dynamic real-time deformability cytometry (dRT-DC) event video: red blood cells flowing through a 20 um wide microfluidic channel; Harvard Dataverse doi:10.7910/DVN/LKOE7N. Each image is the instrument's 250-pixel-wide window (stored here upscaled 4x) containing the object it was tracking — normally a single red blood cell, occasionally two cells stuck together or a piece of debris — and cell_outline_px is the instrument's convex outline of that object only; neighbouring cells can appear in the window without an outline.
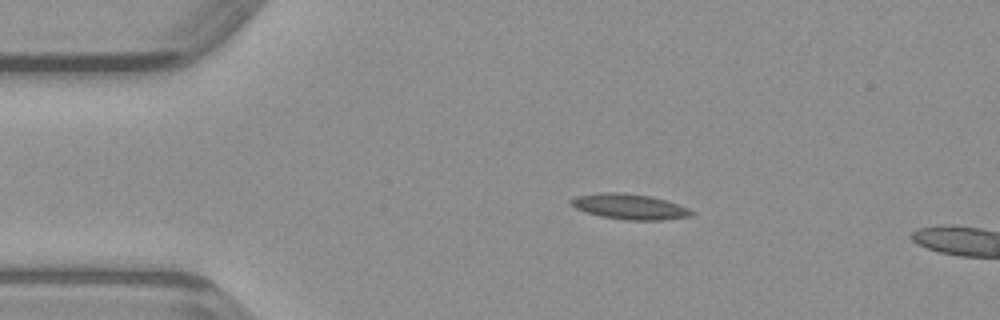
{"species": "common noctule bat (a hibernating species)", "species_latin": "Nyctalus noctula", "temperature_condition": "warm", "stored_images_in_passage": 13, "camera_frame_rate_fps": 3000, "um_per_image_px": 0.085, "animal": {"sex": "male", "body_mass_g": 23.1, "forearm_length_mm": 52.7}, "frame": {"image": 1, "passage_image": 8, "time_ms": 2.333, "image_size_px": [1000, 320], "cell_outline_px": [[696, 212], [692, 216], [664, 220], [628, 220], [600, 216], [576, 208], [568, 200], [576, 196], [600, 192], [624, 192], [648, 196], [664, 200], [688, 208]], "centroid_in_image_um": [53.52, 17.56], "position_along_channel_um": 31.5, "area_um2": 17.74}}